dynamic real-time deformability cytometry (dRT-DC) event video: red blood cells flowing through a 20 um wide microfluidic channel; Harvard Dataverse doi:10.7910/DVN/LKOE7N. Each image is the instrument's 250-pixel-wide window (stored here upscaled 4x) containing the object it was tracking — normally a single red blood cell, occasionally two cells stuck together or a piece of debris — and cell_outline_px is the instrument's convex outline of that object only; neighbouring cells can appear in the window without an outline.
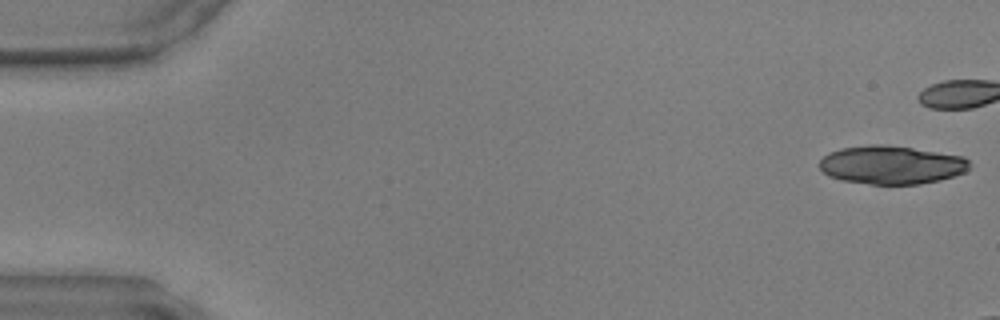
{"species": "common noctule bat (a hibernating species)", "species_latin": "Nyctalus noctula", "temperature_condition": "warm", "stored_images_in_passage": 10, "camera_frame_rate_fps": 3000, "um_per_image_px": 0.085, "animal": {"sex": "male", "body_mass_g": 17.9, "forearm_length_mm": 54.2}, "frame": {"image": 1, "passage_image": 1, "time_ms": 0.0, "image_size_px": [1000, 320], "cell_outline_px": [[968, 168], [964, 172], [940, 180], [920, 184], [872, 184], [844, 180], [828, 176], [820, 168], [820, 160], [828, 152], [840, 148], [868, 144], [884, 144], [912, 148], [964, 156], [968, 160]], "centroid_in_image_um": [75.74, 14.0], "position_along_channel_um": 9.3, "area_um2": 33.47}}